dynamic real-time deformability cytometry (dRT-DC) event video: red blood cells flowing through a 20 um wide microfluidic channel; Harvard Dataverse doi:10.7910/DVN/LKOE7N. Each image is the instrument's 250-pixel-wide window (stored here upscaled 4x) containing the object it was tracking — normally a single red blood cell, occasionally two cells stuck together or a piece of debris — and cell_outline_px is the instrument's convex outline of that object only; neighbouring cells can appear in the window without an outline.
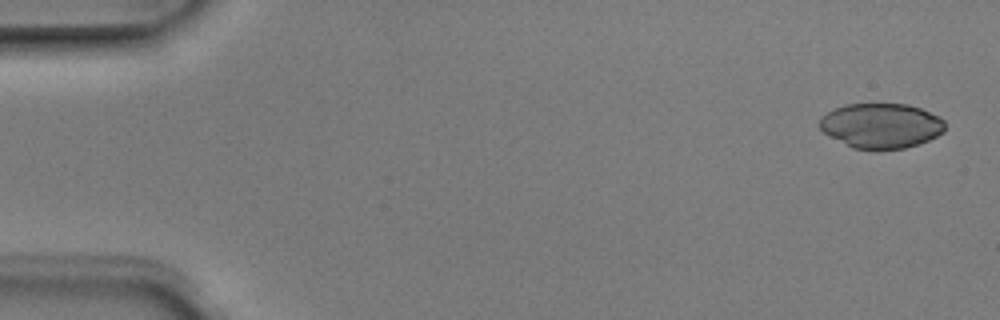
{"species": "Egyptian fruit bat (a non-hibernating species)", "species_latin": "Rousettus aegyptiacus", "temperature_condition": "room temperature", "stored_images_in_passage": 6, "camera_frame_rate_fps": 3000, "um_per_image_px": 0.085, "animal": {"sex": "male"}, "frame": {"image": 1, "passage_image": 1, "time_ms": 0.0, "image_size_px": [1000, 320], "cell_outline_px": [[944, 132], [928, 140], [904, 148], [872, 152], [852, 148], [824, 132], [820, 128], [820, 116], [844, 104], [908, 104], [920, 108], [940, 116], [944, 120]], "centroid_in_image_um": [74.9, 10.7], "position_along_channel_um": 10.1, "area_um2": 33.18}}